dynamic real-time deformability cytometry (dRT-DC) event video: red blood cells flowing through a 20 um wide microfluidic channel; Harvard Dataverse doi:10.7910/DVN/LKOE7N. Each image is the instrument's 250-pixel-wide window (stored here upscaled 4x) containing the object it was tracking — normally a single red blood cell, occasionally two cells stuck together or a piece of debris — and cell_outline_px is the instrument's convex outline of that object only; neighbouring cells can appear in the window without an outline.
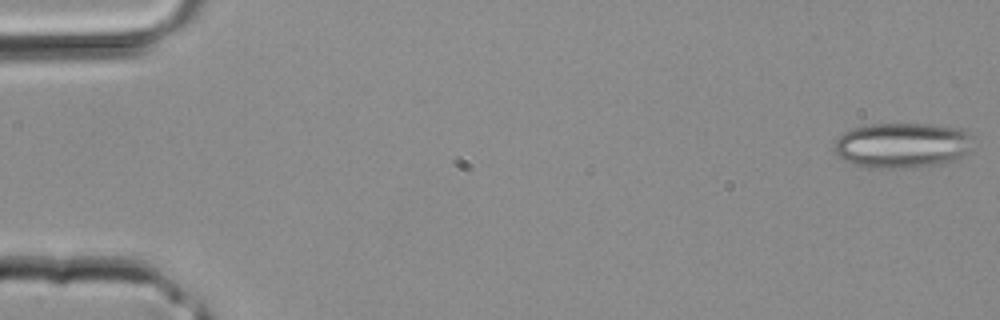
{"species": "common noctule bat (a hibernating species)", "species_latin": "Nyctalus noctula", "temperature_condition": "room temperature", "stored_images_in_passage": 39, "camera_frame_rate_fps": 3000, "um_per_image_px": 0.085, "animal": {"sex": "male", "body_mass_g": 20.4}, "frame": {"image": 1, "passage_image": 1, "time_ms": 0.0, "image_size_px": [1000, 320], "cell_outline_px": [[972, 148], [960, 156], [952, 160], [940, 164], [892, 168], [876, 168], [856, 164], [844, 160], [832, 152], [832, 144], [844, 132], [852, 128], [868, 124], [932, 124], [960, 128], [968, 132], [972, 136]], "centroid_in_image_um": [76.66, 12.33], "position_along_channel_um": 8.3, "area_um2": 36.65}}
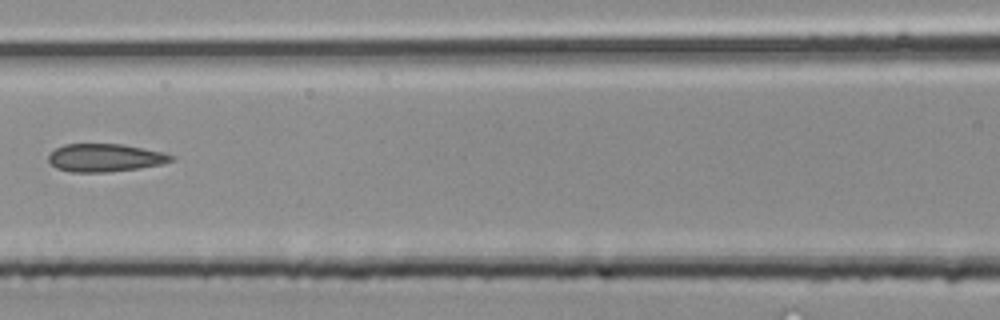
{"frame": {"image": 2, "passage_image": 18, "time_ms": 5.667, "image_size_px": [1000, 320], "cell_outline_px": [[176, 156], [172, 160], [160, 164], [140, 168], [108, 172], [68, 172], [56, 168], [48, 160], [48, 156], [56, 148], [64, 144], [120, 144], [144, 148]], "centroid_in_image_um": [8.9, 13.41], "position_along_channel_um": 157.7, "area_um2": 19.88}}
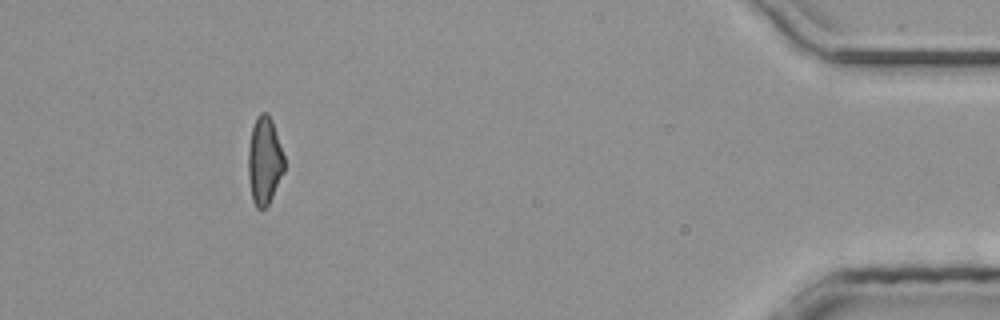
{"frame": {"image": 3, "passage_image": 36, "time_ms": 11.667, "image_size_px": [1000, 320], "cell_outline_px": [[284, 172], [268, 204], [264, 208], [256, 208], [252, 200], [248, 180], [248, 148], [252, 128], [256, 116], [260, 112], [268, 112], [272, 120], [284, 156]], "centroid_in_image_um": [22.46, 13.64], "position_along_channel_um": 412.7, "area_um2": 18.5}}